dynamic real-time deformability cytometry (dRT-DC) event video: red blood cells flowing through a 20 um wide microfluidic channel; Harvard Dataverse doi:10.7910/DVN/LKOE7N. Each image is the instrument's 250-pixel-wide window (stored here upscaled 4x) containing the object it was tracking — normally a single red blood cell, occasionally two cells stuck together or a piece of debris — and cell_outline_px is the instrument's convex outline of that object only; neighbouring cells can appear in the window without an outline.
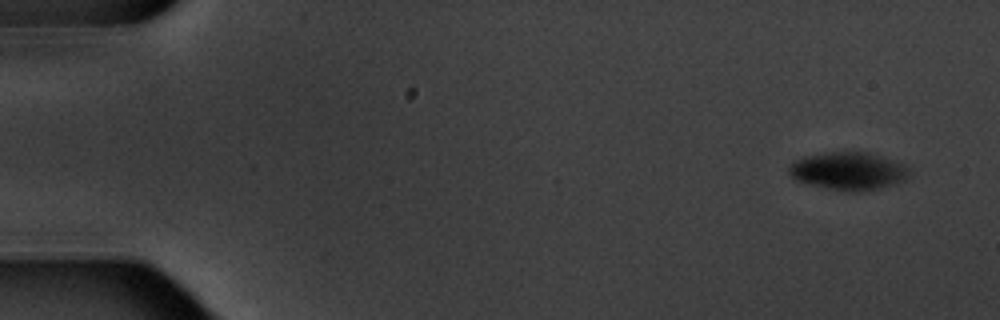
{"species": "common noctule bat (a hibernating species)", "species_latin": "Nyctalus noctula", "temperature_condition": "warm", "stored_images_in_passage": 5, "camera_frame_rate_fps": 3000, "um_per_image_px": 0.085, "animal": {"sex": "male", "body_mass_g": 20.1, "forearm_length_mm": 53.5}, "frame": {"image": 1, "passage_image": 1, "time_ms": 0.0, "image_size_px": [1000, 320], "cell_outline_px": [[912, 172], [904, 180], [896, 184], [860, 192], [848, 192], [828, 188], [796, 180], [788, 172], [788, 168], [796, 160], [804, 156], [824, 152], [868, 152], [904, 164]], "centroid_in_image_um": [72.14, 14.54], "position_along_channel_um": 12.9, "area_um2": 26.41}}
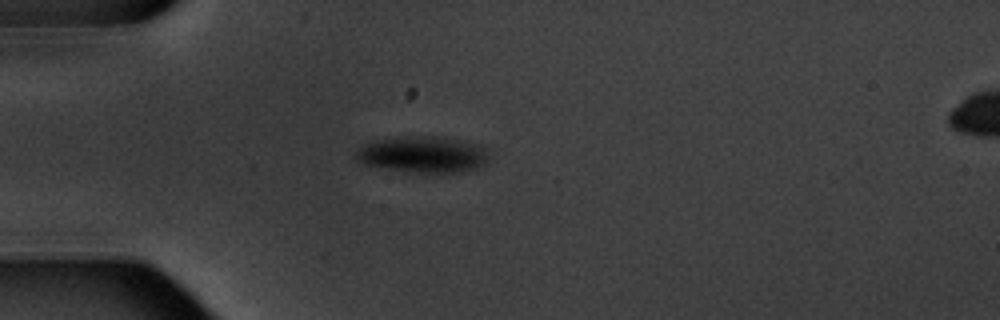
{"frame": {"image": 2, "passage_image": 4, "time_ms": 4.333, "image_size_px": [1000, 320], "cell_outline_px": [[492, 156], [484, 164], [460, 172], [416, 172], [388, 168], [364, 164], [356, 160], [352, 156], [352, 152], [364, 144], [376, 140], [412, 136], [444, 136], [480, 144], [488, 148]], "centroid_in_image_um": [35.98, 13.1], "position_along_channel_um": 49.0, "area_um2": 28.44}}